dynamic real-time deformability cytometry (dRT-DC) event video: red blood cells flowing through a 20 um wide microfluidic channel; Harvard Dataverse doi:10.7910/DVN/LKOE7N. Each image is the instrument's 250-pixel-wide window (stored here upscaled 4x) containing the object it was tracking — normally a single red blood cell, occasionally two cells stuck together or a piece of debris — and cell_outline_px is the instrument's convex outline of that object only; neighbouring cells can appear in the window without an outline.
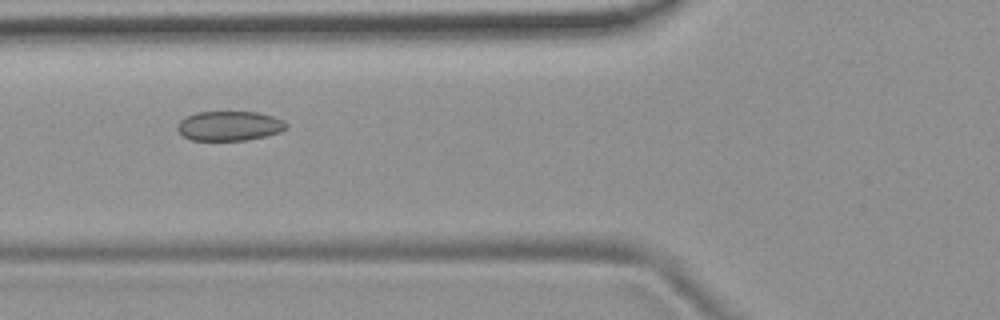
{"species": "common noctule bat (a hibernating species)", "species_latin": "Nyctalus noctula", "temperature_condition": "room temperature", "stored_images_in_passage": 5, "camera_frame_rate_fps": 3000, "um_per_image_px": 0.085, "animal": {"sex": "female", "body_mass_g": 19.9}, "frame": {"image": 1, "passage_image": 2, "time_ms": 1.333, "image_size_px": [1000, 320], "cell_outline_px": [[288, 128], [280, 132], [248, 140], [192, 140], [184, 136], [176, 128], [180, 120], [184, 116], [196, 112], [256, 112], [272, 116], [284, 120], [288, 124]], "centroid_in_image_um": [19.5, 10.69], "position_along_channel_um": 106.3, "area_um2": 18.84}}
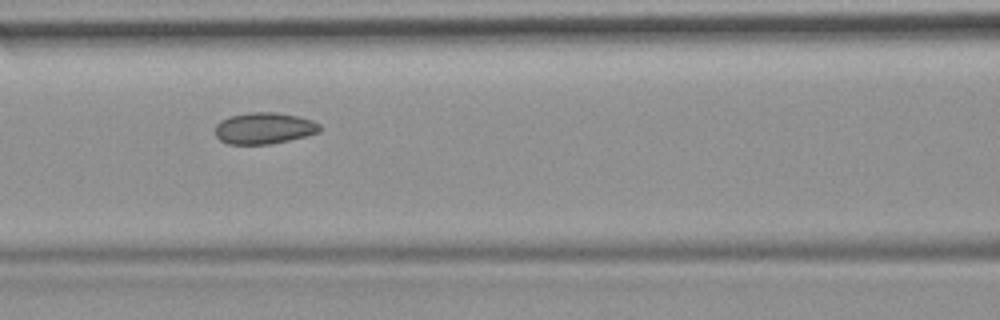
{"frame": {"image": 2, "passage_image": 3, "time_ms": 2.333, "image_size_px": [1000, 320], "cell_outline_px": [[320, 132], [272, 144], [228, 144], [220, 140], [216, 136], [216, 124], [220, 120], [228, 116], [252, 112], [276, 112], [300, 116], [312, 120], [320, 124]], "centroid_in_image_um": [22.44, 10.89], "position_along_channel_um": 144.2, "area_um2": 19.25}}
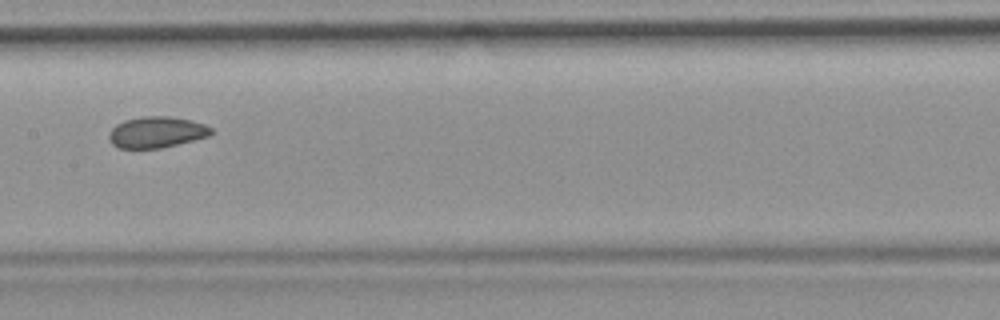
{"frame": {"image": 3, "passage_image": 4, "time_ms": 3.667, "image_size_px": [1000, 320], "cell_outline_px": [[212, 132], [208, 136], [160, 148], [120, 148], [112, 144], [108, 140], [108, 132], [116, 124], [124, 120], [140, 116], [172, 116], [192, 120], [204, 124], [212, 128]], "centroid_in_image_um": [13.26, 11.22], "position_along_channel_um": 194.1, "area_um2": 18.61}}